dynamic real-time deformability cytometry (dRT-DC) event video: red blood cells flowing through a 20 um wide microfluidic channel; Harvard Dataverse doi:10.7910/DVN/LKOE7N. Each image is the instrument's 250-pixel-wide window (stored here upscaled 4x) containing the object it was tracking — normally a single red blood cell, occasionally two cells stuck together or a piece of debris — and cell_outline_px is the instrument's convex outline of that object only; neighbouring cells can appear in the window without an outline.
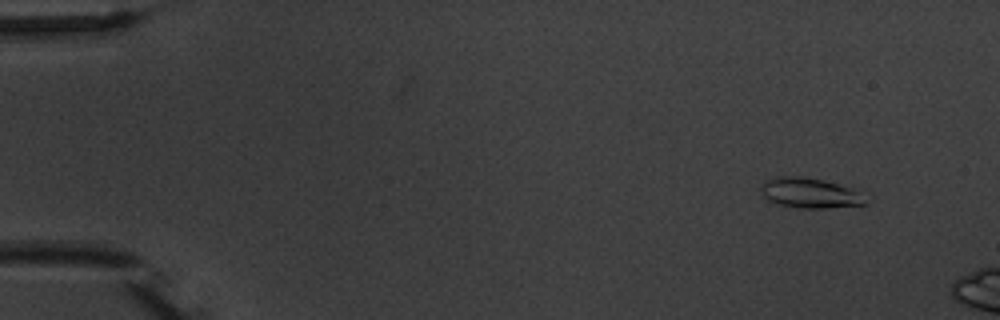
{"species": "common noctule bat (a hibernating species)", "species_latin": "Nyctalus noctula", "temperature_condition": "warm", "stored_images_in_passage": 4, "camera_frame_rate_fps": 3000, "um_per_image_px": 0.085, "animal": {"sex": "male", "body_mass_g": 20.1, "forearm_length_mm": 53.5}, "frame": {"image": 1, "passage_image": 2, "time_ms": 1.0, "image_size_px": [1000, 320], "cell_outline_px": [[868, 204], [828, 208], [804, 208], [780, 204], [768, 200], [764, 196], [760, 188], [764, 180], [776, 176], [800, 176], [824, 180], [852, 188]], "centroid_in_image_um": [68.78, 16.39], "position_along_channel_um": 16.2, "area_um2": 18.09}}